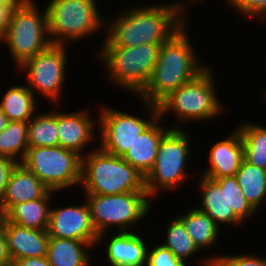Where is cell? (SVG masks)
Masks as SVG:
<instances>
[{
	"label": "cell",
	"mask_w": 266,
	"mask_h": 266,
	"mask_svg": "<svg viewBox=\"0 0 266 266\" xmlns=\"http://www.w3.org/2000/svg\"><path fill=\"white\" fill-rule=\"evenodd\" d=\"M106 250L111 266H147V246L134 232H120L114 235Z\"/></svg>",
	"instance_id": "cell-20"
},
{
	"label": "cell",
	"mask_w": 266,
	"mask_h": 266,
	"mask_svg": "<svg viewBox=\"0 0 266 266\" xmlns=\"http://www.w3.org/2000/svg\"><path fill=\"white\" fill-rule=\"evenodd\" d=\"M28 145L29 147H55L59 146L56 113H41L33 116L28 121Z\"/></svg>",
	"instance_id": "cell-28"
},
{
	"label": "cell",
	"mask_w": 266,
	"mask_h": 266,
	"mask_svg": "<svg viewBox=\"0 0 266 266\" xmlns=\"http://www.w3.org/2000/svg\"><path fill=\"white\" fill-rule=\"evenodd\" d=\"M52 190L44 197L32 201L12 205L2 216L11 223L21 227L47 230L49 225V202L52 200Z\"/></svg>",
	"instance_id": "cell-21"
},
{
	"label": "cell",
	"mask_w": 266,
	"mask_h": 266,
	"mask_svg": "<svg viewBox=\"0 0 266 266\" xmlns=\"http://www.w3.org/2000/svg\"><path fill=\"white\" fill-rule=\"evenodd\" d=\"M4 234L12 263L21 258L46 256L49 240L47 230L21 227L4 218Z\"/></svg>",
	"instance_id": "cell-16"
},
{
	"label": "cell",
	"mask_w": 266,
	"mask_h": 266,
	"mask_svg": "<svg viewBox=\"0 0 266 266\" xmlns=\"http://www.w3.org/2000/svg\"><path fill=\"white\" fill-rule=\"evenodd\" d=\"M97 8L95 0H51L46 6L51 42L66 45L102 28L105 23Z\"/></svg>",
	"instance_id": "cell-6"
},
{
	"label": "cell",
	"mask_w": 266,
	"mask_h": 266,
	"mask_svg": "<svg viewBox=\"0 0 266 266\" xmlns=\"http://www.w3.org/2000/svg\"><path fill=\"white\" fill-rule=\"evenodd\" d=\"M228 2L247 17L256 14L266 17V0H229Z\"/></svg>",
	"instance_id": "cell-32"
},
{
	"label": "cell",
	"mask_w": 266,
	"mask_h": 266,
	"mask_svg": "<svg viewBox=\"0 0 266 266\" xmlns=\"http://www.w3.org/2000/svg\"><path fill=\"white\" fill-rule=\"evenodd\" d=\"M149 113L147 119H142L132 114L123 113L121 111L102 108L100 110L99 122L101 131V146L103 151L123 157L128 149L140 135L157 117L158 108L156 105L145 104ZM149 107V108H148Z\"/></svg>",
	"instance_id": "cell-12"
},
{
	"label": "cell",
	"mask_w": 266,
	"mask_h": 266,
	"mask_svg": "<svg viewBox=\"0 0 266 266\" xmlns=\"http://www.w3.org/2000/svg\"><path fill=\"white\" fill-rule=\"evenodd\" d=\"M171 128L161 139L152 169L144 177L145 190L152 198L158 191L171 190L187 179L184 172L189 153L188 133Z\"/></svg>",
	"instance_id": "cell-9"
},
{
	"label": "cell",
	"mask_w": 266,
	"mask_h": 266,
	"mask_svg": "<svg viewBox=\"0 0 266 266\" xmlns=\"http://www.w3.org/2000/svg\"><path fill=\"white\" fill-rule=\"evenodd\" d=\"M199 185L203 197L198 209L208 214L217 224L239 225L256 212L242 193L235 176L216 179L203 176Z\"/></svg>",
	"instance_id": "cell-11"
},
{
	"label": "cell",
	"mask_w": 266,
	"mask_h": 266,
	"mask_svg": "<svg viewBox=\"0 0 266 266\" xmlns=\"http://www.w3.org/2000/svg\"><path fill=\"white\" fill-rule=\"evenodd\" d=\"M16 164V161L0 156V201L4 197L10 173Z\"/></svg>",
	"instance_id": "cell-33"
},
{
	"label": "cell",
	"mask_w": 266,
	"mask_h": 266,
	"mask_svg": "<svg viewBox=\"0 0 266 266\" xmlns=\"http://www.w3.org/2000/svg\"><path fill=\"white\" fill-rule=\"evenodd\" d=\"M87 195L93 225L102 241L108 227L118 226L122 232L136 225L150 211L149 195L146 191H132L114 195ZM136 223V224H135Z\"/></svg>",
	"instance_id": "cell-8"
},
{
	"label": "cell",
	"mask_w": 266,
	"mask_h": 266,
	"mask_svg": "<svg viewBox=\"0 0 266 266\" xmlns=\"http://www.w3.org/2000/svg\"><path fill=\"white\" fill-rule=\"evenodd\" d=\"M178 218L183 222L187 233L199 250L211 247L216 242L220 225L198 207Z\"/></svg>",
	"instance_id": "cell-24"
},
{
	"label": "cell",
	"mask_w": 266,
	"mask_h": 266,
	"mask_svg": "<svg viewBox=\"0 0 266 266\" xmlns=\"http://www.w3.org/2000/svg\"><path fill=\"white\" fill-rule=\"evenodd\" d=\"M201 263L204 266H266V258L250 254L220 255L209 257Z\"/></svg>",
	"instance_id": "cell-30"
},
{
	"label": "cell",
	"mask_w": 266,
	"mask_h": 266,
	"mask_svg": "<svg viewBox=\"0 0 266 266\" xmlns=\"http://www.w3.org/2000/svg\"><path fill=\"white\" fill-rule=\"evenodd\" d=\"M8 122H9V120H8L7 116L0 109V132L7 127Z\"/></svg>",
	"instance_id": "cell-37"
},
{
	"label": "cell",
	"mask_w": 266,
	"mask_h": 266,
	"mask_svg": "<svg viewBox=\"0 0 266 266\" xmlns=\"http://www.w3.org/2000/svg\"><path fill=\"white\" fill-rule=\"evenodd\" d=\"M85 247L93 245L75 239L49 237L46 258L50 266H89L90 256Z\"/></svg>",
	"instance_id": "cell-22"
},
{
	"label": "cell",
	"mask_w": 266,
	"mask_h": 266,
	"mask_svg": "<svg viewBox=\"0 0 266 266\" xmlns=\"http://www.w3.org/2000/svg\"><path fill=\"white\" fill-rule=\"evenodd\" d=\"M147 266H186V263L163 245L156 246L148 251Z\"/></svg>",
	"instance_id": "cell-31"
},
{
	"label": "cell",
	"mask_w": 266,
	"mask_h": 266,
	"mask_svg": "<svg viewBox=\"0 0 266 266\" xmlns=\"http://www.w3.org/2000/svg\"><path fill=\"white\" fill-rule=\"evenodd\" d=\"M11 263L4 234V217L0 216V266H6Z\"/></svg>",
	"instance_id": "cell-35"
},
{
	"label": "cell",
	"mask_w": 266,
	"mask_h": 266,
	"mask_svg": "<svg viewBox=\"0 0 266 266\" xmlns=\"http://www.w3.org/2000/svg\"><path fill=\"white\" fill-rule=\"evenodd\" d=\"M184 5L170 3L127 8L119 18L106 24L108 34L104 40L115 47L163 44L185 25Z\"/></svg>",
	"instance_id": "cell-1"
},
{
	"label": "cell",
	"mask_w": 266,
	"mask_h": 266,
	"mask_svg": "<svg viewBox=\"0 0 266 266\" xmlns=\"http://www.w3.org/2000/svg\"><path fill=\"white\" fill-rule=\"evenodd\" d=\"M20 163L54 192L80 185L81 156L72 150L61 146L29 147Z\"/></svg>",
	"instance_id": "cell-10"
},
{
	"label": "cell",
	"mask_w": 266,
	"mask_h": 266,
	"mask_svg": "<svg viewBox=\"0 0 266 266\" xmlns=\"http://www.w3.org/2000/svg\"><path fill=\"white\" fill-rule=\"evenodd\" d=\"M25 0H0V4H22Z\"/></svg>",
	"instance_id": "cell-38"
},
{
	"label": "cell",
	"mask_w": 266,
	"mask_h": 266,
	"mask_svg": "<svg viewBox=\"0 0 266 266\" xmlns=\"http://www.w3.org/2000/svg\"><path fill=\"white\" fill-rule=\"evenodd\" d=\"M6 266H16L14 263H11L9 265H6Z\"/></svg>",
	"instance_id": "cell-39"
},
{
	"label": "cell",
	"mask_w": 266,
	"mask_h": 266,
	"mask_svg": "<svg viewBox=\"0 0 266 266\" xmlns=\"http://www.w3.org/2000/svg\"><path fill=\"white\" fill-rule=\"evenodd\" d=\"M65 46L52 44L19 66L27 71L28 76L26 77L31 91L34 93L37 90L36 92H41L55 103L60 101L59 97L65 77L67 63Z\"/></svg>",
	"instance_id": "cell-13"
},
{
	"label": "cell",
	"mask_w": 266,
	"mask_h": 266,
	"mask_svg": "<svg viewBox=\"0 0 266 266\" xmlns=\"http://www.w3.org/2000/svg\"><path fill=\"white\" fill-rule=\"evenodd\" d=\"M166 235L163 246L168 248L178 259L186 262V259L194 255L195 252H200L178 216L169 223Z\"/></svg>",
	"instance_id": "cell-29"
},
{
	"label": "cell",
	"mask_w": 266,
	"mask_h": 266,
	"mask_svg": "<svg viewBox=\"0 0 266 266\" xmlns=\"http://www.w3.org/2000/svg\"><path fill=\"white\" fill-rule=\"evenodd\" d=\"M189 39L184 25L161 45L152 74L145 87L138 93L144 103L157 106L170 93L207 68L198 62Z\"/></svg>",
	"instance_id": "cell-2"
},
{
	"label": "cell",
	"mask_w": 266,
	"mask_h": 266,
	"mask_svg": "<svg viewBox=\"0 0 266 266\" xmlns=\"http://www.w3.org/2000/svg\"><path fill=\"white\" fill-rule=\"evenodd\" d=\"M207 67L197 77L174 90L158 105V115L163 116L170 111L176 114L178 120L202 121L214 119L222 113L223 105L215 93L213 74Z\"/></svg>",
	"instance_id": "cell-5"
},
{
	"label": "cell",
	"mask_w": 266,
	"mask_h": 266,
	"mask_svg": "<svg viewBox=\"0 0 266 266\" xmlns=\"http://www.w3.org/2000/svg\"><path fill=\"white\" fill-rule=\"evenodd\" d=\"M87 194L114 195L146 191L144 176L122 157L98 150L81 157V181Z\"/></svg>",
	"instance_id": "cell-3"
},
{
	"label": "cell",
	"mask_w": 266,
	"mask_h": 266,
	"mask_svg": "<svg viewBox=\"0 0 266 266\" xmlns=\"http://www.w3.org/2000/svg\"><path fill=\"white\" fill-rule=\"evenodd\" d=\"M50 189L22 163L12 169L4 197L0 201V216L12 205L44 197Z\"/></svg>",
	"instance_id": "cell-15"
},
{
	"label": "cell",
	"mask_w": 266,
	"mask_h": 266,
	"mask_svg": "<svg viewBox=\"0 0 266 266\" xmlns=\"http://www.w3.org/2000/svg\"><path fill=\"white\" fill-rule=\"evenodd\" d=\"M235 177L247 201L257 211L266 197V170L243 160Z\"/></svg>",
	"instance_id": "cell-25"
},
{
	"label": "cell",
	"mask_w": 266,
	"mask_h": 266,
	"mask_svg": "<svg viewBox=\"0 0 266 266\" xmlns=\"http://www.w3.org/2000/svg\"><path fill=\"white\" fill-rule=\"evenodd\" d=\"M20 4H0V42L6 35L12 13Z\"/></svg>",
	"instance_id": "cell-34"
},
{
	"label": "cell",
	"mask_w": 266,
	"mask_h": 266,
	"mask_svg": "<svg viewBox=\"0 0 266 266\" xmlns=\"http://www.w3.org/2000/svg\"><path fill=\"white\" fill-rule=\"evenodd\" d=\"M79 206L50 209L49 237L75 239L95 246L97 233L86 202Z\"/></svg>",
	"instance_id": "cell-14"
},
{
	"label": "cell",
	"mask_w": 266,
	"mask_h": 266,
	"mask_svg": "<svg viewBox=\"0 0 266 266\" xmlns=\"http://www.w3.org/2000/svg\"><path fill=\"white\" fill-rule=\"evenodd\" d=\"M162 44L115 47L103 41L98 55L105 63L109 79L136 95L147 84L156 65Z\"/></svg>",
	"instance_id": "cell-4"
},
{
	"label": "cell",
	"mask_w": 266,
	"mask_h": 266,
	"mask_svg": "<svg viewBox=\"0 0 266 266\" xmlns=\"http://www.w3.org/2000/svg\"><path fill=\"white\" fill-rule=\"evenodd\" d=\"M35 93L26 86L15 85L6 91L1 102L0 109L9 121L28 122L36 108Z\"/></svg>",
	"instance_id": "cell-23"
},
{
	"label": "cell",
	"mask_w": 266,
	"mask_h": 266,
	"mask_svg": "<svg viewBox=\"0 0 266 266\" xmlns=\"http://www.w3.org/2000/svg\"><path fill=\"white\" fill-rule=\"evenodd\" d=\"M157 117L140 135L122 157L144 177L152 169L162 137L171 129L161 127ZM164 128V129H163Z\"/></svg>",
	"instance_id": "cell-19"
},
{
	"label": "cell",
	"mask_w": 266,
	"mask_h": 266,
	"mask_svg": "<svg viewBox=\"0 0 266 266\" xmlns=\"http://www.w3.org/2000/svg\"><path fill=\"white\" fill-rule=\"evenodd\" d=\"M244 160L243 141L236 129L227 139L216 142L210 150V168L203 171L209 179L235 176Z\"/></svg>",
	"instance_id": "cell-17"
},
{
	"label": "cell",
	"mask_w": 266,
	"mask_h": 266,
	"mask_svg": "<svg viewBox=\"0 0 266 266\" xmlns=\"http://www.w3.org/2000/svg\"><path fill=\"white\" fill-rule=\"evenodd\" d=\"M94 122L86 111L57 113L59 146L72 150L82 157L84 147L95 138Z\"/></svg>",
	"instance_id": "cell-18"
},
{
	"label": "cell",
	"mask_w": 266,
	"mask_h": 266,
	"mask_svg": "<svg viewBox=\"0 0 266 266\" xmlns=\"http://www.w3.org/2000/svg\"><path fill=\"white\" fill-rule=\"evenodd\" d=\"M244 148V160L266 170V127L246 123L238 128Z\"/></svg>",
	"instance_id": "cell-26"
},
{
	"label": "cell",
	"mask_w": 266,
	"mask_h": 266,
	"mask_svg": "<svg viewBox=\"0 0 266 266\" xmlns=\"http://www.w3.org/2000/svg\"><path fill=\"white\" fill-rule=\"evenodd\" d=\"M14 264L16 266H50L46 256L21 258L17 259Z\"/></svg>",
	"instance_id": "cell-36"
},
{
	"label": "cell",
	"mask_w": 266,
	"mask_h": 266,
	"mask_svg": "<svg viewBox=\"0 0 266 266\" xmlns=\"http://www.w3.org/2000/svg\"><path fill=\"white\" fill-rule=\"evenodd\" d=\"M27 133L28 122L9 121L7 127L0 132V156L20 163L29 148ZM17 158H20L19 161Z\"/></svg>",
	"instance_id": "cell-27"
},
{
	"label": "cell",
	"mask_w": 266,
	"mask_h": 266,
	"mask_svg": "<svg viewBox=\"0 0 266 266\" xmlns=\"http://www.w3.org/2000/svg\"><path fill=\"white\" fill-rule=\"evenodd\" d=\"M36 7L33 0H25L16 7L2 40L9 46L18 67L53 44L50 37H47L49 32L46 9L42 14Z\"/></svg>",
	"instance_id": "cell-7"
}]
</instances>
